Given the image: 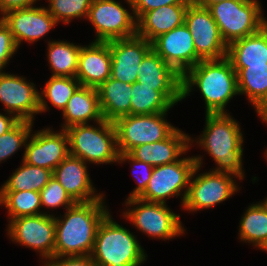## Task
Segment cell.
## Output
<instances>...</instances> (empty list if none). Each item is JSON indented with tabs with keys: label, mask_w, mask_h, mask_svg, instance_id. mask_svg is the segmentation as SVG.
Here are the masks:
<instances>
[{
	"label": "cell",
	"mask_w": 267,
	"mask_h": 266,
	"mask_svg": "<svg viewBox=\"0 0 267 266\" xmlns=\"http://www.w3.org/2000/svg\"><path fill=\"white\" fill-rule=\"evenodd\" d=\"M136 21L145 13L165 5L190 4L191 0H127Z\"/></svg>",
	"instance_id": "74e56055"
},
{
	"label": "cell",
	"mask_w": 267,
	"mask_h": 266,
	"mask_svg": "<svg viewBox=\"0 0 267 266\" xmlns=\"http://www.w3.org/2000/svg\"><path fill=\"white\" fill-rule=\"evenodd\" d=\"M262 204H263V206L265 207V209L267 210V199L264 200V203H262Z\"/></svg>",
	"instance_id": "f6af8a7d"
},
{
	"label": "cell",
	"mask_w": 267,
	"mask_h": 266,
	"mask_svg": "<svg viewBox=\"0 0 267 266\" xmlns=\"http://www.w3.org/2000/svg\"><path fill=\"white\" fill-rule=\"evenodd\" d=\"M32 123L19 120L10 130L0 136V162L27 143L31 134Z\"/></svg>",
	"instance_id": "836d02e7"
},
{
	"label": "cell",
	"mask_w": 267,
	"mask_h": 266,
	"mask_svg": "<svg viewBox=\"0 0 267 266\" xmlns=\"http://www.w3.org/2000/svg\"><path fill=\"white\" fill-rule=\"evenodd\" d=\"M145 254L136 238L111 219L108 213L100 223L90 258L97 266H140Z\"/></svg>",
	"instance_id": "277c9868"
},
{
	"label": "cell",
	"mask_w": 267,
	"mask_h": 266,
	"mask_svg": "<svg viewBox=\"0 0 267 266\" xmlns=\"http://www.w3.org/2000/svg\"><path fill=\"white\" fill-rule=\"evenodd\" d=\"M243 136L236 120L227 113L206 114V127L199 141L224 172L243 179Z\"/></svg>",
	"instance_id": "3957f363"
},
{
	"label": "cell",
	"mask_w": 267,
	"mask_h": 266,
	"mask_svg": "<svg viewBox=\"0 0 267 266\" xmlns=\"http://www.w3.org/2000/svg\"><path fill=\"white\" fill-rule=\"evenodd\" d=\"M99 128L76 124L64 129L68 136L69 154L84 162L110 163L118 161L119 152L113 122L101 120Z\"/></svg>",
	"instance_id": "5b68a950"
},
{
	"label": "cell",
	"mask_w": 267,
	"mask_h": 266,
	"mask_svg": "<svg viewBox=\"0 0 267 266\" xmlns=\"http://www.w3.org/2000/svg\"><path fill=\"white\" fill-rule=\"evenodd\" d=\"M126 159L129 161H132V163H134L136 165V167L141 166L140 169H142L144 171L143 177L140 176V178L138 177V179H137V183H138L137 187L135 188V190H133V192L128 197V198H136V197H139L147 188V185H148L149 180L151 178V174H152L154 167L148 163L136 160L129 153L119 154L118 162L120 161V163H121V161H125Z\"/></svg>",
	"instance_id": "f35d334b"
},
{
	"label": "cell",
	"mask_w": 267,
	"mask_h": 266,
	"mask_svg": "<svg viewBox=\"0 0 267 266\" xmlns=\"http://www.w3.org/2000/svg\"><path fill=\"white\" fill-rule=\"evenodd\" d=\"M194 158L196 167L191 175L188 193L183 204L184 208L190 211L211 208L234 194L237 187L231 177L232 174L229 173L210 171L191 181L202 162L201 157L196 156Z\"/></svg>",
	"instance_id": "8fae6325"
},
{
	"label": "cell",
	"mask_w": 267,
	"mask_h": 266,
	"mask_svg": "<svg viewBox=\"0 0 267 266\" xmlns=\"http://www.w3.org/2000/svg\"><path fill=\"white\" fill-rule=\"evenodd\" d=\"M53 177V171L27 164L23 161L13 175L5 182L0 191H36L41 189Z\"/></svg>",
	"instance_id": "f546056e"
},
{
	"label": "cell",
	"mask_w": 267,
	"mask_h": 266,
	"mask_svg": "<svg viewBox=\"0 0 267 266\" xmlns=\"http://www.w3.org/2000/svg\"><path fill=\"white\" fill-rule=\"evenodd\" d=\"M151 43L152 49L181 76L201 61L185 23L159 35Z\"/></svg>",
	"instance_id": "9a60e30c"
},
{
	"label": "cell",
	"mask_w": 267,
	"mask_h": 266,
	"mask_svg": "<svg viewBox=\"0 0 267 266\" xmlns=\"http://www.w3.org/2000/svg\"><path fill=\"white\" fill-rule=\"evenodd\" d=\"M189 4L165 5L145 12L137 20V35L152 42L159 35L179 27L185 22Z\"/></svg>",
	"instance_id": "7402d4cb"
},
{
	"label": "cell",
	"mask_w": 267,
	"mask_h": 266,
	"mask_svg": "<svg viewBox=\"0 0 267 266\" xmlns=\"http://www.w3.org/2000/svg\"><path fill=\"white\" fill-rule=\"evenodd\" d=\"M208 9L227 45L258 32L267 24L257 0H224Z\"/></svg>",
	"instance_id": "8992f818"
},
{
	"label": "cell",
	"mask_w": 267,
	"mask_h": 266,
	"mask_svg": "<svg viewBox=\"0 0 267 266\" xmlns=\"http://www.w3.org/2000/svg\"><path fill=\"white\" fill-rule=\"evenodd\" d=\"M126 204H140L124 213V216L139 230L151 237L169 239L184 232L179 219L180 215L171 212L166 203L149 202L136 197L128 198Z\"/></svg>",
	"instance_id": "30bf717a"
},
{
	"label": "cell",
	"mask_w": 267,
	"mask_h": 266,
	"mask_svg": "<svg viewBox=\"0 0 267 266\" xmlns=\"http://www.w3.org/2000/svg\"><path fill=\"white\" fill-rule=\"evenodd\" d=\"M115 0H93L88 12V20L97 32L95 41L107 42L129 38L137 33L135 16Z\"/></svg>",
	"instance_id": "7c38bea8"
},
{
	"label": "cell",
	"mask_w": 267,
	"mask_h": 266,
	"mask_svg": "<svg viewBox=\"0 0 267 266\" xmlns=\"http://www.w3.org/2000/svg\"><path fill=\"white\" fill-rule=\"evenodd\" d=\"M111 53L110 77L133 84L143 58L152 50V43L138 36L107 41Z\"/></svg>",
	"instance_id": "2e32d148"
},
{
	"label": "cell",
	"mask_w": 267,
	"mask_h": 266,
	"mask_svg": "<svg viewBox=\"0 0 267 266\" xmlns=\"http://www.w3.org/2000/svg\"><path fill=\"white\" fill-rule=\"evenodd\" d=\"M102 200L101 197L90 202H76L67 208L63 220L54 217V256H90L98 227L109 213Z\"/></svg>",
	"instance_id": "6da1fadb"
},
{
	"label": "cell",
	"mask_w": 267,
	"mask_h": 266,
	"mask_svg": "<svg viewBox=\"0 0 267 266\" xmlns=\"http://www.w3.org/2000/svg\"><path fill=\"white\" fill-rule=\"evenodd\" d=\"M196 85L206 104V114L225 113L229 100L238 93L237 73L227 57L201 60L182 76V98Z\"/></svg>",
	"instance_id": "7a4b0ae2"
},
{
	"label": "cell",
	"mask_w": 267,
	"mask_h": 266,
	"mask_svg": "<svg viewBox=\"0 0 267 266\" xmlns=\"http://www.w3.org/2000/svg\"><path fill=\"white\" fill-rule=\"evenodd\" d=\"M261 119L267 123V103L257 112Z\"/></svg>",
	"instance_id": "ee69618b"
},
{
	"label": "cell",
	"mask_w": 267,
	"mask_h": 266,
	"mask_svg": "<svg viewBox=\"0 0 267 266\" xmlns=\"http://www.w3.org/2000/svg\"><path fill=\"white\" fill-rule=\"evenodd\" d=\"M19 120L13 115L12 117L0 114V136L10 130Z\"/></svg>",
	"instance_id": "b9f144b4"
},
{
	"label": "cell",
	"mask_w": 267,
	"mask_h": 266,
	"mask_svg": "<svg viewBox=\"0 0 267 266\" xmlns=\"http://www.w3.org/2000/svg\"><path fill=\"white\" fill-rule=\"evenodd\" d=\"M261 250H266L267 251V243L264 245V247Z\"/></svg>",
	"instance_id": "bcb514c9"
},
{
	"label": "cell",
	"mask_w": 267,
	"mask_h": 266,
	"mask_svg": "<svg viewBox=\"0 0 267 266\" xmlns=\"http://www.w3.org/2000/svg\"><path fill=\"white\" fill-rule=\"evenodd\" d=\"M79 86L80 82L76 77L51 76L42 93L53 106L63 111Z\"/></svg>",
	"instance_id": "d6a6232c"
},
{
	"label": "cell",
	"mask_w": 267,
	"mask_h": 266,
	"mask_svg": "<svg viewBox=\"0 0 267 266\" xmlns=\"http://www.w3.org/2000/svg\"><path fill=\"white\" fill-rule=\"evenodd\" d=\"M2 20L8 25L17 47L21 41L34 42L57 23L46 8H24L7 12Z\"/></svg>",
	"instance_id": "ac0fdd59"
},
{
	"label": "cell",
	"mask_w": 267,
	"mask_h": 266,
	"mask_svg": "<svg viewBox=\"0 0 267 266\" xmlns=\"http://www.w3.org/2000/svg\"><path fill=\"white\" fill-rule=\"evenodd\" d=\"M48 12L56 22L69 23L74 17L88 16L93 0H49Z\"/></svg>",
	"instance_id": "e575fe53"
},
{
	"label": "cell",
	"mask_w": 267,
	"mask_h": 266,
	"mask_svg": "<svg viewBox=\"0 0 267 266\" xmlns=\"http://www.w3.org/2000/svg\"><path fill=\"white\" fill-rule=\"evenodd\" d=\"M97 91L104 120L114 122L130 115L132 84L109 77Z\"/></svg>",
	"instance_id": "4316f807"
},
{
	"label": "cell",
	"mask_w": 267,
	"mask_h": 266,
	"mask_svg": "<svg viewBox=\"0 0 267 266\" xmlns=\"http://www.w3.org/2000/svg\"><path fill=\"white\" fill-rule=\"evenodd\" d=\"M63 116L66 124L62 129L76 124H87L90 119L97 123L103 120L97 88L80 85L63 109Z\"/></svg>",
	"instance_id": "484cf974"
},
{
	"label": "cell",
	"mask_w": 267,
	"mask_h": 266,
	"mask_svg": "<svg viewBox=\"0 0 267 266\" xmlns=\"http://www.w3.org/2000/svg\"><path fill=\"white\" fill-rule=\"evenodd\" d=\"M184 23L193 38L196 55L201 60H220L227 57L228 45L208 8L191 2L186 10Z\"/></svg>",
	"instance_id": "9c48e42d"
},
{
	"label": "cell",
	"mask_w": 267,
	"mask_h": 266,
	"mask_svg": "<svg viewBox=\"0 0 267 266\" xmlns=\"http://www.w3.org/2000/svg\"><path fill=\"white\" fill-rule=\"evenodd\" d=\"M36 0H0V12L5 15L7 12L17 9L33 7Z\"/></svg>",
	"instance_id": "60d3db41"
},
{
	"label": "cell",
	"mask_w": 267,
	"mask_h": 266,
	"mask_svg": "<svg viewBox=\"0 0 267 266\" xmlns=\"http://www.w3.org/2000/svg\"><path fill=\"white\" fill-rule=\"evenodd\" d=\"M166 112L157 114L126 115L116 119L119 154L129 153L136 146L154 143L168 138L176 128L165 121Z\"/></svg>",
	"instance_id": "52a82bcc"
},
{
	"label": "cell",
	"mask_w": 267,
	"mask_h": 266,
	"mask_svg": "<svg viewBox=\"0 0 267 266\" xmlns=\"http://www.w3.org/2000/svg\"><path fill=\"white\" fill-rule=\"evenodd\" d=\"M195 167L194 157L154 167L147 188L138 198L149 202L165 203V198L179 196L181 190L186 187L182 195L184 204Z\"/></svg>",
	"instance_id": "ba28073f"
},
{
	"label": "cell",
	"mask_w": 267,
	"mask_h": 266,
	"mask_svg": "<svg viewBox=\"0 0 267 266\" xmlns=\"http://www.w3.org/2000/svg\"><path fill=\"white\" fill-rule=\"evenodd\" d=\"M8 228L15 242L40 250L43 258L54 257L56 225L52 215L44 213L11 219Z\"/></svg>",
	"instance_id": "5bb4252c"
},
{
	"label": "cell",
	"mask_w": 267,
	"mask_h": 266,
	"mask_svg": "<svg viewBox=\"0 0 267 266\" xmlns=\"http://www.w3.org/2000/svg\"><path fill=\"white\" fill-rule=\"evenodd\" d=\"M17 45L8 25L0 19V71L17 50Z\"/></svg>",
	"instance_id": "8d00e7d4"
},
{
	"label": "cell",
	"mask_w": 267,
	"mask_h": 266,
	"mask_svg": "<svg viewBox=\"0 0 267 266\" xmlns=\"http://www.w3.org/2000/svg\"><path fill=\"white\" fill-rule=\"evenodd\" d=\"M240 239L258 248L267 243V210L262 203L249 206L239 226Z\"/></svg>",
	"instance_id": "4dcf8cb0"
},
{
	"label": "cell",
	"mask_w": 267,
	"mask_h": 266,
	"mask_svg": "<svg viewBox=\"0 0 267 266\" xmlns=\"http://www.w3.org/2000/svg\"><path fill=\"white\" fill-rule=\"evenodd\" d=\"M130 115L167 112L182 100V91H157L155 87L143 86L138 81L132 84Z\"/></svg>",
	"instance_id": "cb8c5ba5"
},
{
	"label": "cell",
	"mask_w": 267,
	"mask_h": 266,
	"mask_svg": "<svg viewBox=\"0 0 267 266\" xmlns=\"http://www.w3.org/2000/svg\"><path fill=\"white\" fill-rule=\"evenodd\" d=\"M111 73V53L108 42L94 41L82 47L76 78L81 86L98 88Z\"/></svg>",
	"instance_id": "d6986e66"
},
{
	"label": "cell",
	"mask_w": 267,
	"mask_h": 266,
	"mask_svg": "<svg viewBox=\"0 0 267 266\" xmlns=\"http://www.w3.org/2000/svg\"><path fill=\"white\" fill-rule=\"evenodd\" d=\"M237 73L239 94H246L258 112L267 103V63L233 67Z\"/></svg>",
	"instance_id": "83f0119b"
},
{
	"label": "cell",
	"mask_w": 267,
	"mask_h": 266,
	"mask_svg": "<svg viewBox=\"0 0 267 266\" xmlns=\"http://www.w3.org/2000/svg\"><path fill=\"white\" fill-rule=\"evenodd\" d=\"M224 0H191L195 5L208 8L210 5Z\"/></svg>",
	"instance_id": "7bdbcfd3"
},
{
	"label": "cell",
	"mask_w": 267,
	"mask_h": 266,
	"mask_svg": "<svg viewBox=\"0 0 267 266\" xmlns=\"http://www.w3.org/2000/svg\"><path fill=\"white\" fill-rule=\"evenodd\" d=\"M48 60L52 76L76 77L81 46L65 41L49 42Z\"/></svg>",
	"instance_id": "f1b7e54d"
},
{
	"label": "cell",
	"mask_w": 267,
	"mask_h": 266,
	"mask_svg": "<svg viewBox=\"0 0 267 266\" xmlns=\"http://www.w3.org/2000/svg\"><path fill=\"white\" fill-rule=\"evenodd\" d=\"M227 58L233 67L266 65L267 24L258 32L230 43L227 49Z\"/></svg>",
	"instance_id": "d4e9b609"
},
{
	"label": "cell",
	"mask_w": 267,
	"mask_h": 266,
	"mask_svg": "<svg viewBox=\"0 0 267 266\" xmlns=\"http://www.w3.org/2000/svg\"><path fill=\"white\" fill-rule=\"evenodd\" d=\"M39 193L42 206L55 208L65 205L67 209L76 203L55 177H52Z\"/></svg>",
	"instance_id": "d590c367"
},
{
	"label": "cell",
	"mask_w": 267,
	"mask_h": 266,
	"mask_svg": "<svg viewBox=\"0 0 267 266\" xmlns=\"http://www.w3.org/2000/svg\"><path fill=\"white\" fill-rule=\"evenodd\" d=\"M0 204L9 211L10 218L43 214L40 193L36 191H0Z\"/></svg>",
	"instance_id": "1f68e13d"
},
{
	"label": "cell",
	"mask_w": 267,
	"mask_h": 266,
	"mask_svg": "<svg viewBox=\"0 0 267 266\" xmlns=\"http://www.w3.org/2000/svg\"><path fill=\"white\" fill-rule=\"evenodd\" d=\"M25 78L0 71V101L18 120L33 121V114L47 109L42 95Z\"/></svg>",
	"instance_id": "4fadbf2b"
},
{
	"label": "cell",
	"mask_w": 267,
	"mask_h": 266,
	"mask_svg": "<svg viewBox=\"0 0 267 266\" xmlns=\"http://www.w3.org/2000/svg\"><path fill=\"white\" fill-rule=\"evenodd\" d=\"M86 162L69 154L53 171V177L64 187L75 202L99 200L101 195L94 194Z\"/></svg>",
	"instance_id": "ffe728a7"
},
{
	"label": "cell",
	"mask_w": 267,
	"mask_h": 266,
	"mask_svg": "<svg viewBox=\"0 0 267 266\" xmlns=\"http://www.w3.org/2000/svg\"><path fill=\"white\" fill-rule=\"evenodd\" d=\"M62 258L64 257L54 256L49 259V262L45 266H97L90 256H71L64 260Z\"/></svg>",
	"instance_id": "ab89813d"
},
{
	"label": "cell",
	"mask_w": 267,
	"mask_h": 266,
	"mask_svg": "<svg viewBox=\"0 0 267 266\" xmlns=\"http://www.w3.org/2000/svg\"><path fill=\"white\" fill-rule=\"evenodd\" d=\"M53 133L50 129L37 131L25 144L23 161L27 164L54 171L69 155L68 136L64 129Z\"/></svg>",
	"instance_id": "e0dca14e"
},
{
	"label": "cell",
	"mask_w": 267,
	"mask_h": 266,
	"mask_svg": "<svg viewBox=\"0 0 267 266\" xmlns=\"http://www.w3.org/2000/svg\"><path fill=\"white\" fill-rule=\"evenodd\" d=\"M138 82L157 91H182V76L153 49L143 58L138 69Z\"/></svg>",
	"instance_id": "603a6c76"
},
{
	"label": "cell",
	"mask_w": 267,
	"mask_h": 266,
	"mask_svg": "<svg viewBox=\"0 0 267 266\" xmlns=\"http://www.w3.org/2000/svg\"><path fill=\"white\" fill-rule=\"evenodd\" d=\"M190 140L188 135L176 129L168 138L136 146L129 154L136 160L157 167L178 161V157L188 150Z\"/></svg>",
	"instance_id": "44dd1931"
}]
</instances>
